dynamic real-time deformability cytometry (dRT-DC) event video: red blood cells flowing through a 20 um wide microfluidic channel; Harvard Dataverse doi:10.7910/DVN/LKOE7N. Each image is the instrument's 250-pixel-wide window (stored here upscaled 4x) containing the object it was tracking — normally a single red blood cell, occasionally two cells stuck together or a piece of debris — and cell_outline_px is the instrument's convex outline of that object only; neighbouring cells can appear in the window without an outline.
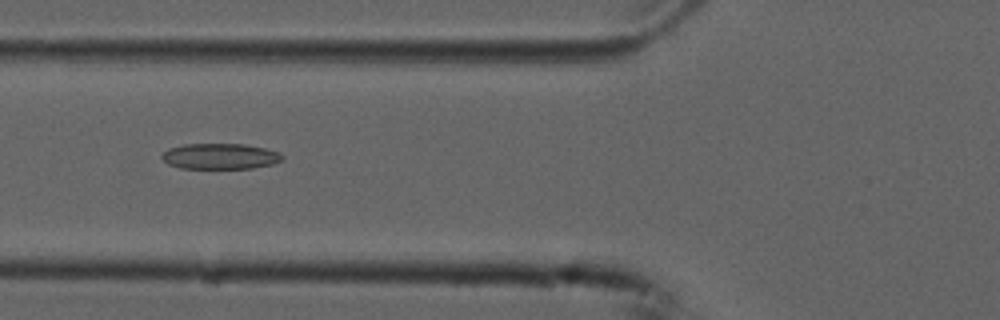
{"species": "common noctule bat (a hibernating species)", "species_latin": "Nyctalus noctula", "temperature_condition": "cold", "stored_images_in_passage": 7, "camera_frame_rate_fps": 3000, "um_per_image_px": 0.085, "animal": {"sex": "male", "forearm_length_mm": 52.5}, "frame": {"image": 1, "passage_image": 6, "time_ms": 1.667, "image_size_px": [1000, 320], "cell_outline_px": [[284, 160], [272, 164], [252, 168], [180, 168], [168, 164], [160, 156], [168, 148], [184, 144], [244, 144], [264, 148], [280, 152], [284, 156]], "centroid_in_image_um": [18.73, 13.28], "position_along_channel_um": 107.1, "area_um2": 18.09}}
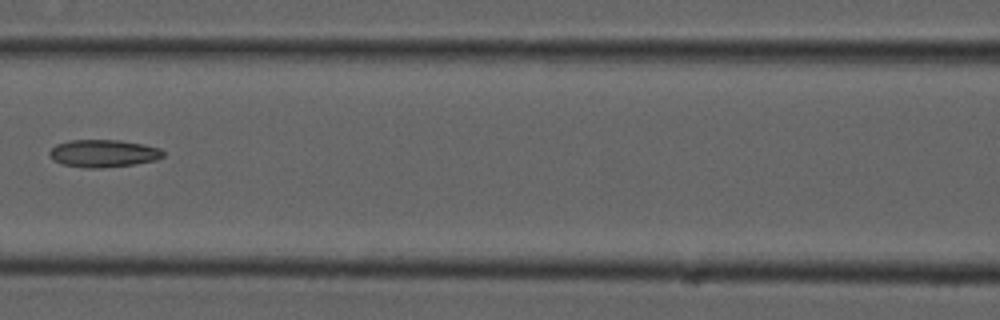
{"frame": {"image": 2, "passage_image": 7, "time_ms": 2.0, "image_size_px": [1000, 320], "cell_outline_px": [[164, 156], [156, 160], [132, 164], [104, 168], [84, 168], [60, 164], [52, 160], [48, 152], [56, 144], [68, 140], [120, 140], [144, 144], [160, 148], [164, 152]], "centroid_in_image_um": [8.76, 13.04], "position_along_channel_um": 157.8, "area_um2": 18.44}}